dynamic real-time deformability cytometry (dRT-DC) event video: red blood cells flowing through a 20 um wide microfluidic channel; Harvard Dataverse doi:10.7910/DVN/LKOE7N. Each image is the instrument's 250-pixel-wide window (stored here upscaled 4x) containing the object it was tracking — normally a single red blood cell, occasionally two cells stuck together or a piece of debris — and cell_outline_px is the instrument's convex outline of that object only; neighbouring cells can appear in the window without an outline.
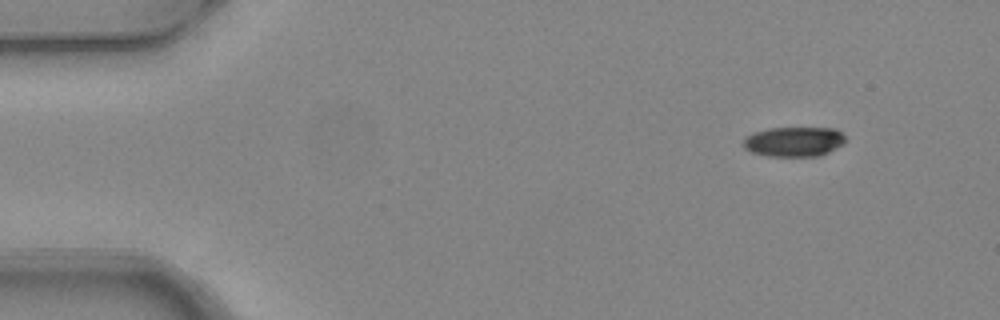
{"species": "common noctule bat (a hibernating species)", "species_latin": "Nyctalus noctula", "temperature_condition": "warm", "stored_images_in_passage": 5, "camera_frame_rate_fps": 3000, "um_per_image_px": 0.085, "animal": {"sex": "female", "body_mass_g": 24.6, "forearm_length_mm": 56.2}, "frame": {"image": 1, "passage_image": 1, "time_ms": 0.0, "image_size_px": [1000, 320], "cell_outline_px": [[844, 144], [820, 156], [768, 156], [752, 152], [744, 148], [744, 136], [752, 132], [772, 128], [836, 128], [844, 136]], "centroid_in_image_um": [67.47, 12.04], "position_along_channel_um": 17.5, "area_um2": 17.74}}
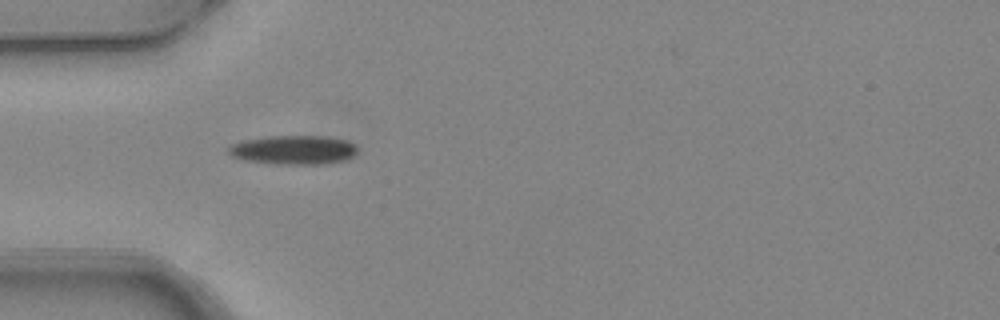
{"frame": {"image": 2, "passage_image": 4, "time_ms": 1.0, "image_size_px": [1000, 320], "cell_outline_px": [[356, 152], [352, 156], [344, 160], [316, 164], [276, 164], [244, 160], [232, 156], [228, 152], [228, 148], [232, 144], [244, 140], [268, 136], [328, 136], [348, 140], [356, 144]], "centroid_in_image_um": [24.95, 12.73], "position_along_channel_um": 60.0, "area_um2": 21.79}}
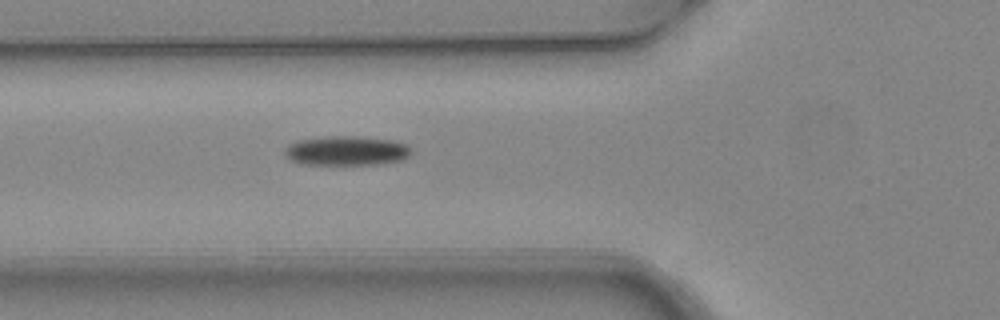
{"frame": {"image": 3, "passage_image": 5, "time_ms": 1.333, "image_size_px": [1000, 320], "cell_outline_px": [[412, 152], [408, 156], [400, 160], [376, 164], [300, 164], [288, 160], [284, 156], [284, 148], [288, 144], [296, 140], [324, 136], [356, 136], [392, 140], [408, 144]], "centroid_in_image_um": [29.38, 12.8], "position_along_channel_um": 96.4, "area_um2": 21.96}}